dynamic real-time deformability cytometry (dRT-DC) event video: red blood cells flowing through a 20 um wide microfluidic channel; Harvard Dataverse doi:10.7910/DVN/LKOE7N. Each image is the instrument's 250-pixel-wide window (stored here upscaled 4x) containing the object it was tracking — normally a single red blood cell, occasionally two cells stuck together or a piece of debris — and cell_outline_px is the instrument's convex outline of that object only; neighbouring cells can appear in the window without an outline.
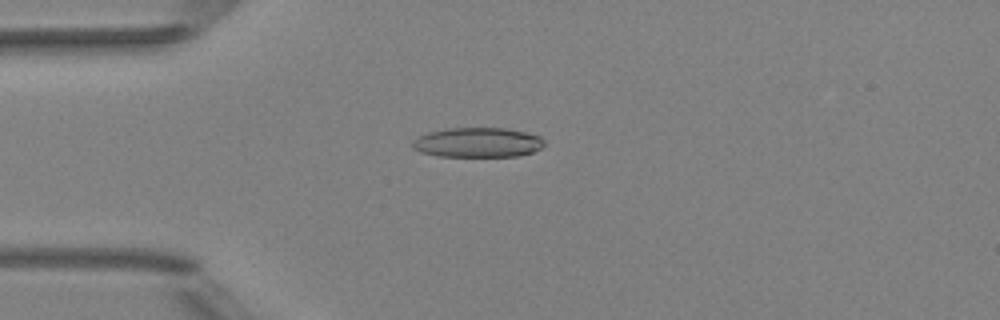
{"species": "Egyptian fruit bat (a non-hibernating species)", "species_latin": "Rousettus aegyptiacus", "temperature_condition": "room temperature", "stored_images_in_passage": 49, "camera_frame_rate_fps": 3000, "um_per_image_px": 0.085, "animal": {"sex": "female"}, "frame": {"image": 1, "passage_image": 11, "time_ms": 3.333, "image_size_px": [1000, 320], "cell_outline_px": [[544, 144], [540, 148], [532, 152], [520, 156], [440, 156], [420, 152], [412, 148], [412, 140], [428, 132], [448, 128], [508, 128], [540, 136], [544, 140]], "centroid_in_image_um": [40.59, 12.11], "position_along_channel_um": 44.4, "area_um2": 22.83}}
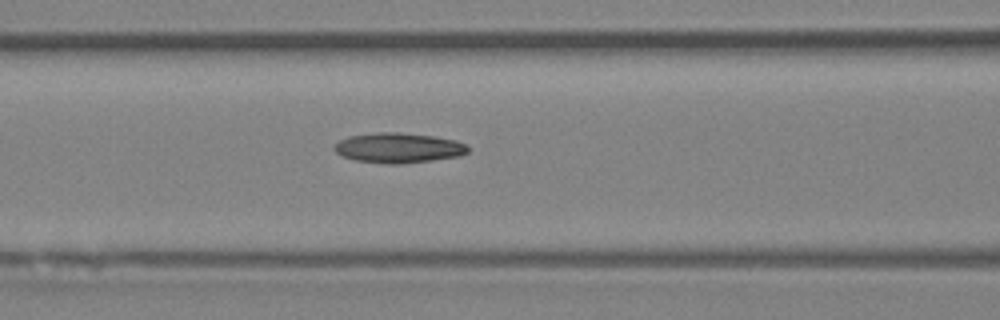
{"frame": {"image": 2, "passage_image": 19, "time_ms": 6.0, "image_size_px": [1000, 320], "cell_outline_px": [[468, 152], [460, 156], [432, 160], [396, 164], [388, 164], [356, 160], [344, 156], [336, 152], [332, 148], [340, 140], [348, 136], [380, 132], [400, 132], [432, 136], [456, 140], [468, 144]], "centroid_in_image_um": [33.89, 12.56], "position_along_channel_um": 132.7, "area_um2": 23.29}}
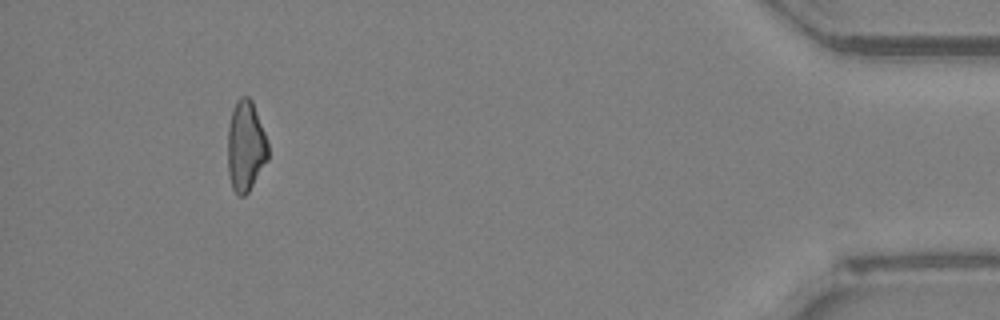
{"frame": {"image": 3, "passage_image": 45, "time_ms": 14.667, "image_size_px": [1000, 320], "cell_outline_px": [[268, 160], [248, 192], [244, 196], [236, 196], [232, 188], [228, 172], [228, 128], [232, 108], [236, 100], [240, 96], [248, 96], [252, 100], [264, 132], [268, 144]], "centroid_in_image_um": [20.87, 12.43], "position_along_channel_um": 414.3, "area_um2": 21.44}, "authors_computed_cell_mechanics": {"area_um2": 22.1374, "velocity_mm_per_s": 4.0316, "shape_relaxation_time_tau1_ms": null, "shape_relaxation_time_tau2_ms": 8.2727, "deformation_change_tau1": null, "deformation_change_tau2": 0.2042}}